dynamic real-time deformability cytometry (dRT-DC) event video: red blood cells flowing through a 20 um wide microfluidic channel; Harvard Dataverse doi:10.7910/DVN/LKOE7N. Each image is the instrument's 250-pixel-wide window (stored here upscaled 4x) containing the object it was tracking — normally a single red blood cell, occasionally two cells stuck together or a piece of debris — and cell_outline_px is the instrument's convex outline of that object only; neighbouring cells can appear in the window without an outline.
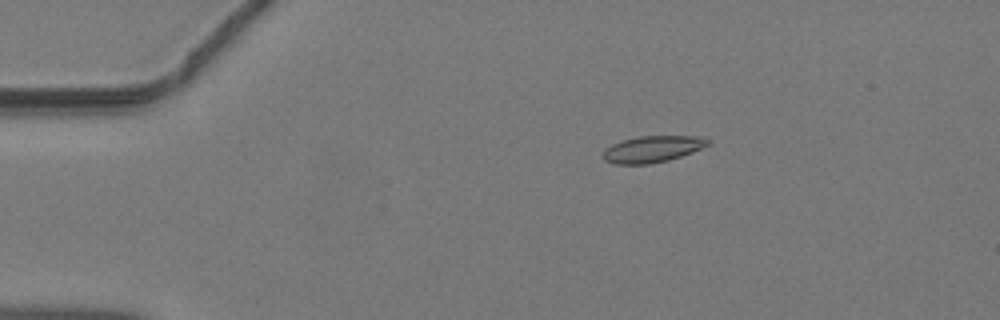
{"species": "common noctule bat (a hibernating species)", "species_latin": "Nyctalus noctula", "temperature_condition": "warm", "stored_images_in_passage": 40, "camera_frame_rate_fps": 3000, "um_per_image_px": 0.085, "animal": {"sex": "male", "body_mass_g": 19.2, "forearm_length_mm": 51.8}, "frame": {"image": 1, "passage_image": 3, "time_ms": 0.667, "image_size_px": [1000, 320], "cell_outline_px": [[712, 140], [708, 144], [692, 152], [668, 160], [648, 164], [612, 164], [604, 160], [600, 156], [604, 148], [612, 144], [624, 140], [640, 136], [696, 136]], "centroid_in_image_um": [55.38, 12.68], "position_along_channel_um": 29.6, "area_um2": 16.18}}
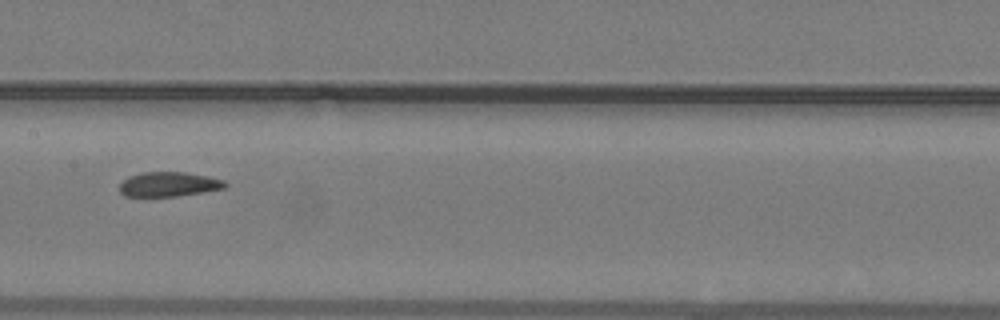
{"frame": {"image": 2, "passage_image": 18, "time_ms": 5.667, "image_size_px": [1000, 320], "cell_outline_px": [[228, 184], [224, 188], [204, 192], [176, 196], [124, 196], [120, 192], [120, 184], [128, 176], [144, 172], [184, 172], [208, 176], [224, 180]], "centroid_in_image_um": [14.36, 15.66], "position_along_channel_um": 193.0, "area_um2": 15.09}}
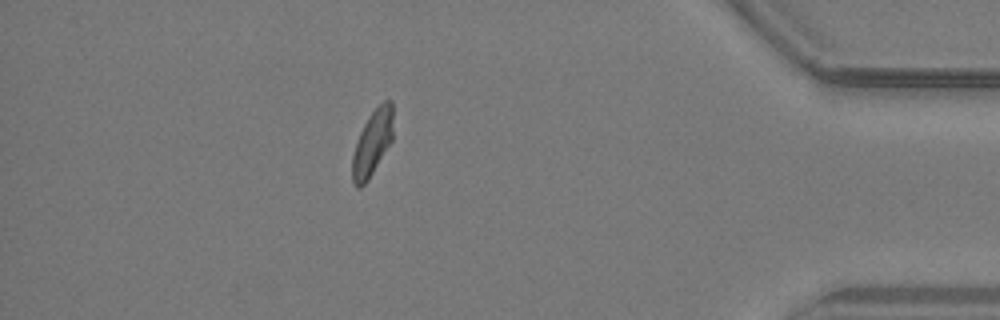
{"frame": {"image": 3, "passage_image": 35, "time_ms": 11.333, "image_size_px": [1000, 320], "cell_outline_px": [[392, 140], [368, 180], [360, 188], [356, 188], [352, 180], [352, 156], [360, 132], [368, 116], [384, 100], [392, 100]], "centroid_in_image_um": [31.64, 12.16], "position_along_channel_um": 403.6, "area_um2": 15.37}}